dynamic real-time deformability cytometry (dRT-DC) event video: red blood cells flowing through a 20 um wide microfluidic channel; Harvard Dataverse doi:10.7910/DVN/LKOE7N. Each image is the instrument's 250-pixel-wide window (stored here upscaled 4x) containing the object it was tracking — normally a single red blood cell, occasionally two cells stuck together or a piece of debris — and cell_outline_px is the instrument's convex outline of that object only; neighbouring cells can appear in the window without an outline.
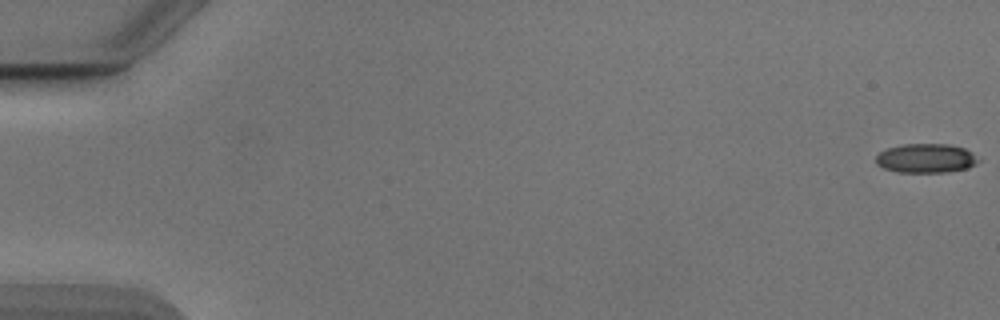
{"species": "Egyptian fruit bat (a non-hibernating species)", "species_latin": "Rousettus aegyptiacus", "temperature_condition": "cold", "stored_images_in_passage": 54, "camera_frame_rate_fps": 3000, "um_per_image_px": 0.085, "animal": {"sex": "male"}, "frame": {"image": 1, "passage_image": 1, "time_ms": 0.0, "image_size_px": [1000, 320], "cell_outline_px": [[980, 160], [976, 164], [968, 168], [948, 172], [896, 172], [884, 168], [876, 164], [876, 156], [880, 152], [888, 148], [904, 144], [948, 144], [964, 148], [972, 152]], "centroid_in_image_um": [78.72, 13.46], "position_along_channel_um": 6.3, "area_um2": 17.46}}
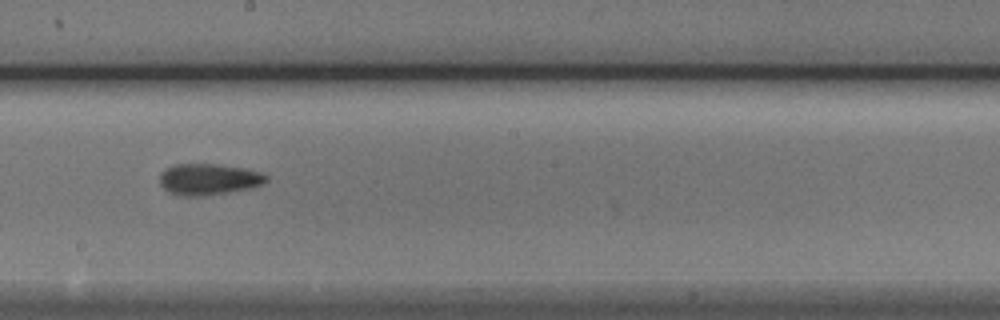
{"frame": {"image": 2, "passage_image": 31, "time_ms": 10.0, "image_size_px": [1000, 320], "cell_outline_px": [[268, 180], [260, 184], [248, 188], [232, 192], [204, 196], [180, 196], [168, 192], [160, 184], [160, 172], [164, 168], [172, 164], [216, 164], [244, 168], [260, 172], [268, 176]], "centroid_in_image_um": [17.68, 15.24], "position_along_channel_um": 230.5, "area_um2": 19.59}}
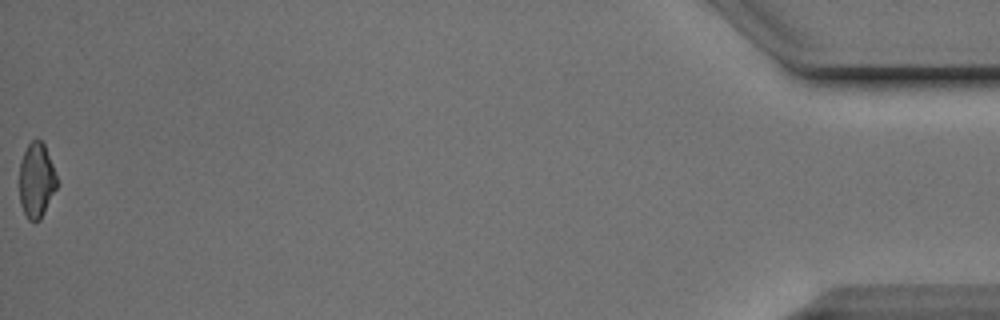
{"frame": {"image": 3, "passage_image": 54, "time_ms": 17.667, "image_size_px": [1000, 320], "cell_outline_px": [[60, 184], [40, 220], [28, 220], [20, 204], [20, 164], [24, 152], [28, 144], [32, 140], [40, 140], [44, 144]], "centroid_in_image_um": [3.13, 15.35], "position_along_channel_um": 432.1, "area_um2": 16.42}, "authors_computed_cell_mechanics": {"area_um2": 18.1781, "velocity_mm_per_s": 3.9023, "shape_relaxation_time_tau1_ms": 2.7208, "shape_relaxation_time_tau2_ms": 3.0442, "deformation_change_tau1": 0.108, "deformation_change_tau2": 0.1173}}